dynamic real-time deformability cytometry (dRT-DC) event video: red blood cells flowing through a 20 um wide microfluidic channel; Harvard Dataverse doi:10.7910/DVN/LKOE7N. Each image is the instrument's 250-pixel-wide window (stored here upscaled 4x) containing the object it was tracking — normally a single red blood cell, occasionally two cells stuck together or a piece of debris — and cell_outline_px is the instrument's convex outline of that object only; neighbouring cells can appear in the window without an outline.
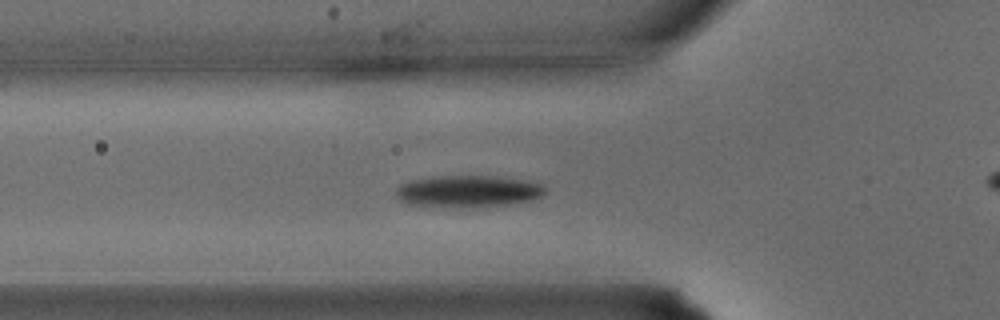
{"species": "common noctule bat (a hibernating species)", "species_latin": "Nyctalus noctula", "temperature_condition": "warm", "stored_images_in_passage": 29, "camera_frame_rate_fps": 3000, "um_per_image_px": 0.085, "animal": {"sex": "male", "body_mass_g": 15.6}, "frame": {"image": 1, "passage_image": 6, "time_ms": 1.667, "image_size_px": [1000, 320], "cell_outline_px": [[544, 192], [540, 196], [532, 200], [508, 204], [476, 208], [428, 208], [404, 204], [396, 196], [396, 188], [400, 184], [408, 180], [432, 176], [496, 176], [532, 180], [540, 184], [544, 188]], "centroid_in_image_um": [39.69, 16.28], "position_along_channel_um": 86.1, "area_um2": 28.78}}
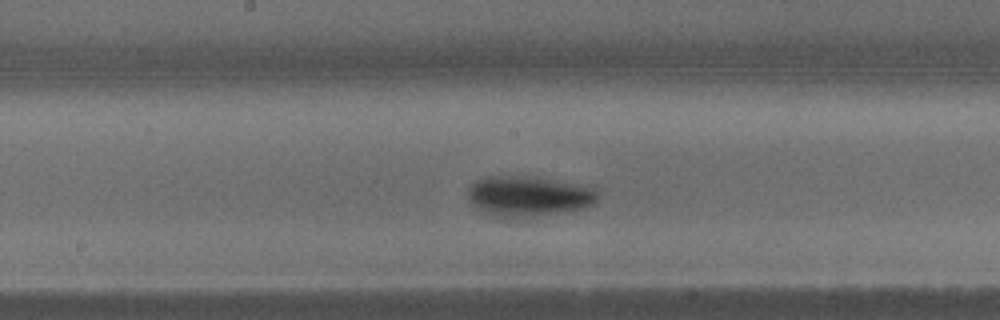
{"frame": {"image": 2, "passage_image": 12, "time_ms": 3.667, "image_size_px": [1000, 320], "cell_outline_px": [[596, 200], [592, 204], [568, 212], [512, 220], [500, 220], [476, 208], [468, 200], [468, 188], [476, 180], [488, 176], [532, 176], [576, 184], [592, 188], [596, 192]], "centroid_in_image_um": [44.83, 16.72], "position_along_channel_um": 203.4, "area_um2": 31.04}}
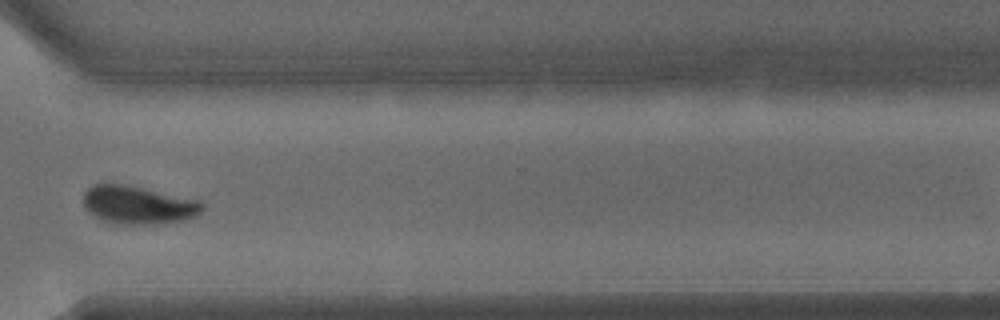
{"frame": {"image": 3, "passage_image": 20, "time_ms": 6.333, "image_size_px": [1000, 320], "cell_outline_px": [[204, 208], [196, 216], [184, 220], [156, 224], [116, 224], [92, 216], [84, 208], [84, 192], [92, 184], [124, 184], [200, 200], [204, 204]], "centroid_in_image_um": [11.73, 17.43], "position_along_channel_um": 358.9, "area_um2": 26.53}}